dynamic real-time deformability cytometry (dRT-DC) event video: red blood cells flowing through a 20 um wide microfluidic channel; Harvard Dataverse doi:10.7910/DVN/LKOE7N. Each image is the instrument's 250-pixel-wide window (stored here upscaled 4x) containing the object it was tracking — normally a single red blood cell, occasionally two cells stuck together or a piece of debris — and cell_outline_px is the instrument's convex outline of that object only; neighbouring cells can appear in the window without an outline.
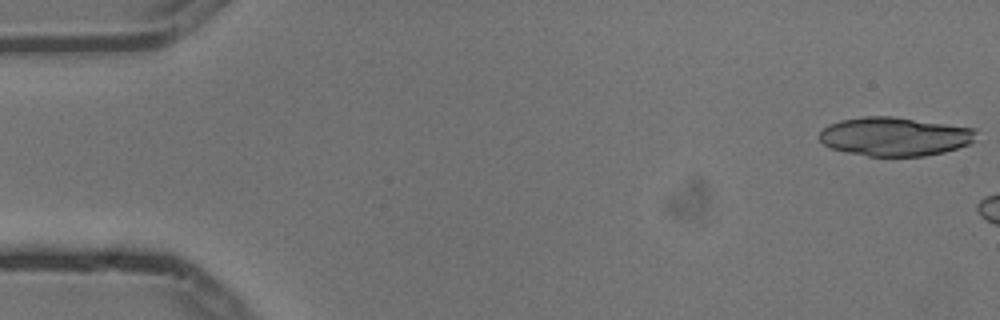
{"species": "common noctule bat (a hibernating species)", "species_latin": "Nyctalus noctula", "temperature_condition": "cold", "stored_images_in_passage": 7, "camera_frame_rate_fps": 3000, "um_per_image_px": 0.085, "animal": {"sex": "male", "body_mass_g": 13.3}, "frame": {"image": 1, "passage_image": 1, "time_ms": 0.0, "image_size_px": [1000, 320], "cell_outline_px": [[976, 140], [968, 144], [944, 152], [924, 156], [868, 156], [848, 152], [832, 148], [824, 144], [820, 140], [820, 132], [828, 124], [840, 120], [864, 116], [892, 116], [976, 128]], "centroid_in_image_um": [76.07, 11.59], "position_along_channel_um": 8.9, "area_um2": 35.43}}